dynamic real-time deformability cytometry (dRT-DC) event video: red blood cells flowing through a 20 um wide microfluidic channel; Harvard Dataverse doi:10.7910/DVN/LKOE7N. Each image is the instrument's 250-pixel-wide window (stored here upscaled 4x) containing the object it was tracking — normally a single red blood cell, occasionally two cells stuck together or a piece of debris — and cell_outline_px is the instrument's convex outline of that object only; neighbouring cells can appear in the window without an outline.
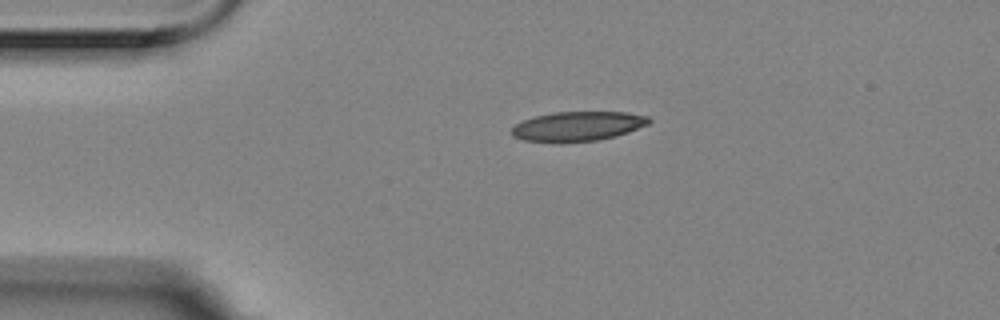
{"species": "Egyptian fruit bat (a non-hibernating species)", "species_latin": "Rousettus aegyptiacus", "temperature_condition": "room temperature", "stored_images_in_passage": 3, "camera_frame_rate_fps": 3000, "um_per_image_px": 0.085, "animal": {"sex": "female"}, "frame": {"image": 1, "passage_image": 1, "time_ms": 0.0, "image_size_px": [1000, 320], "cell_outline_px": [[652, 120], [648, 124], [628, 132], [616, 136], [596, 140], [560, 144], [524, 140], [512, 136], [512, 128], [516, 124], [532, 116], [552, 112], [624, 112], [648, 116]], "centroid_in_image_um": [49.07, 10.75], "position_along_channel_um": 35.9, "area_um2": 23.99}}
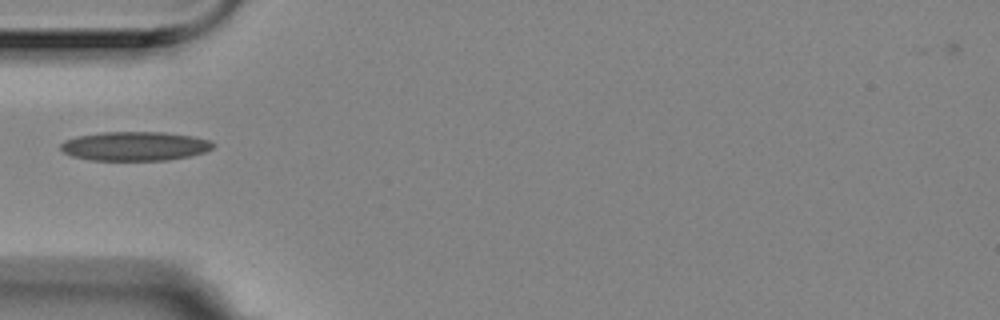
{"frame": {"image": 2, "passage_image": 3, "time_ms": 0.667, "image_size_px": [1000, 320], "cell_outline_px": [[216, 144], [212, 148], [204, 152], [188, 156], [168, 160], [92, 160], [72, 156], [64, 152], [60, 148], [60, 144], [64, 140], [76, 136], [104, 132], [164, 132], [192, 136], [212, 140]], "centroid_in_image_um": [11.47, 12.41], "position_along_channel_um": 73.5, "area_um2": 25.89}}